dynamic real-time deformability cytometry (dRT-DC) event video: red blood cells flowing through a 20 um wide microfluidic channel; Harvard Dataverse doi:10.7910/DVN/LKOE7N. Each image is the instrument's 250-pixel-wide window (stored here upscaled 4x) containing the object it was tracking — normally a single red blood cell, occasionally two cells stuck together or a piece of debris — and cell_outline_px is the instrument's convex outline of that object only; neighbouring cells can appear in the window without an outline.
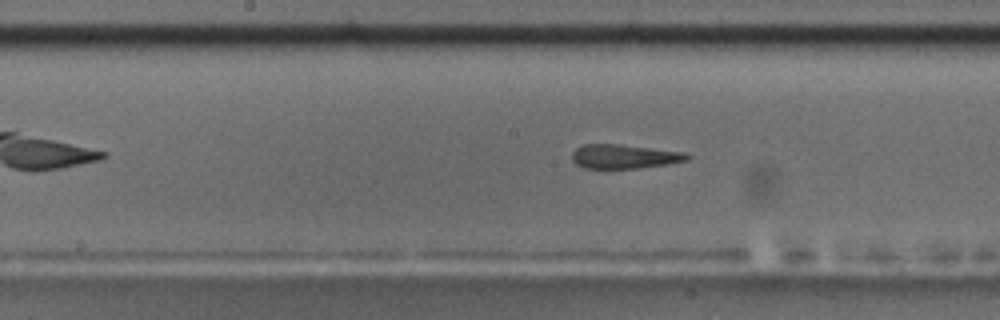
{"species": "common noctule bat (a hibernating species)", "species_latin": "Nyctalus noctula", "temperature_condition": "room temperature", "stored_images_in_passage": 47, "camera_frame_rate_fps": 3000, "um_per_image_px": 0.085, "animal": {"sex": "male", "body_mass_g": 17.5, "forearm_length_mm": 52.3}, "frame": {"image": 1, "passage_image": 21, "time_ms": 6.667, "image_size_px": [1000, 320], "cell_outline_px": [[692, 156], [688, 160], [668, 164], [640, 168], [584, 168], [576, 164], [572, 160], [572, 152], [576, 148], [584, 144], [620, 144], [684, 152]], "centroid_in_image_um": [53.07, 13.3], "position_along_channel_um": 195.1, "area_um2": 16.24}, "authors_computed_cell_mechanics": {"area_um2": 17.1666, "velocity_mm_per_s": 3.7361, "shape_relaxation_time_tau1_ms": 5.3915, "shape_relaxation_time_tau2_ms": 1.5178, "deformation_change_tau1": 0.1803, "deformation_change_tau2": 0.1206}}